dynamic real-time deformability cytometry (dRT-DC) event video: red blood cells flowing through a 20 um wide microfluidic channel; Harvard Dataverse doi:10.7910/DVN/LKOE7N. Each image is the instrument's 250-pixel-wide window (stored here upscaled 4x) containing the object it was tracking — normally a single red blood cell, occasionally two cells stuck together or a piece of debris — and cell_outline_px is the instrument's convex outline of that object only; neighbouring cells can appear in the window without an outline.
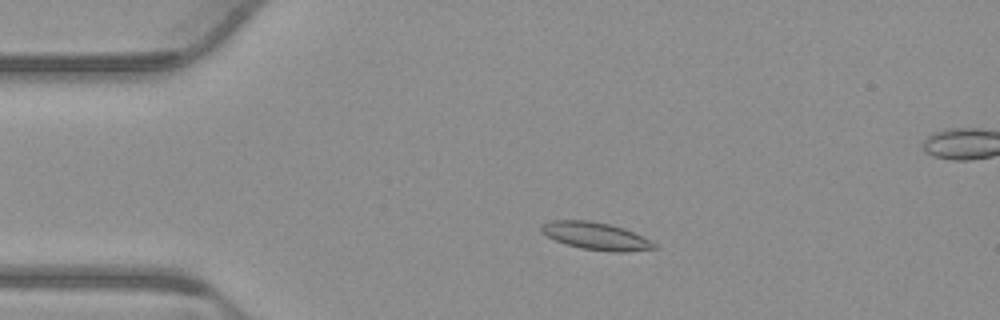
{"species": "common noctule bat (a hibernating species)", "species_latin": "Nyctalus noctula", "temperature_condition": "warm", "stored_images_in_passage": 55, "camera_frame_rate_fps": 3000, "um_per_image_px": 0.085, "animal": {"sex": "male", "body_mass_g": 23.1, "forearm_length_mm": 52.7}, "frame": {"image": 1, "passage_image": 11, "time_ms": 3.333, "image_size_px": [1000, 320], "cell_outline_px": [[660, 248], [628, 252], [612, 252], [580, 248], [556, 240], [540, 232], [540, 224], [552, 220], [588, 220], [608, 224], [624, 228], [644, 236], [656, 244]], "centroid_in_image_um": [50.68, 20.06], "position_along_channel_um": 34.3, "area_um2": 18.21}}
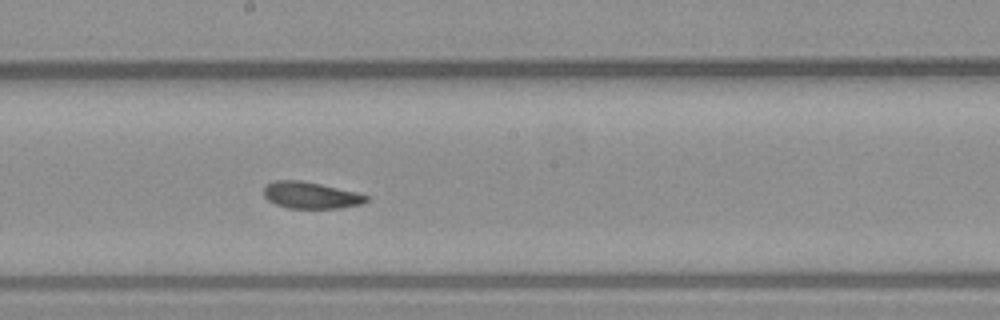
{"frame": {"image": 2, "passage_image": 29, "time_ms": 9.333, "image_size_px": [1000, 320], "cell_outline_px": [[368, 200], [360, 204], [340, 208], [288, 208], [276, 204], [268, 200], [264, 196], [264, 184], [276, 180], [300, 180], [360, 192], [368, 196]], "centroid_in_image_um": [26.41, 16.58], "position_along_channel_um": 221.8, "area_um2": 16.01}}
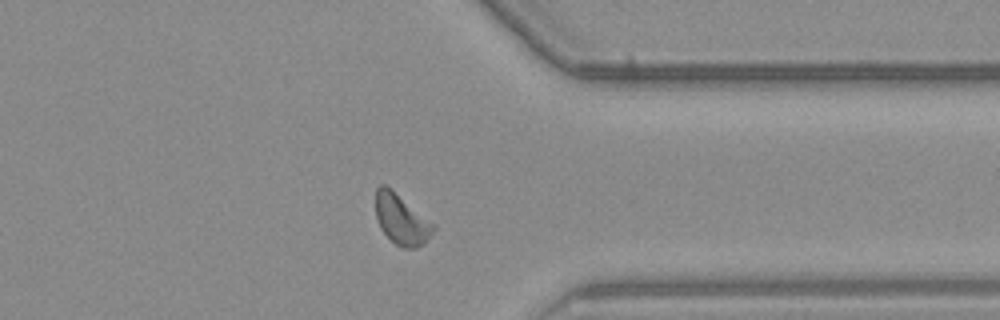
{"frame": {"image": 3, "passage_image": 42, "time_ms": 13.667, "image_size_px": [1000, 320], "cell_outline_px": [[436, 228], [424, 244], [416, 248], [404, 248], [396, 244], [380, 228], [376, 216], [376, 188], [380, 184], [384, 184], [436, 224]], "centroid_in_image_um": [34.14, 18.66], "position_along_channel_um": 377.3, "area_um2": 16.76}, "authors_computed_cell_mechanics": {"area_um2": 16.6464, "velocity_mm_per_s": 3.7674, "shape_relaxation_time_tau1_ms": 5.2366, "shape_relaxation_time_tau2_ms": 3.7966, "deformation_change_tau1": 0.1184, "deformation_change_tau2": 0.1038}}